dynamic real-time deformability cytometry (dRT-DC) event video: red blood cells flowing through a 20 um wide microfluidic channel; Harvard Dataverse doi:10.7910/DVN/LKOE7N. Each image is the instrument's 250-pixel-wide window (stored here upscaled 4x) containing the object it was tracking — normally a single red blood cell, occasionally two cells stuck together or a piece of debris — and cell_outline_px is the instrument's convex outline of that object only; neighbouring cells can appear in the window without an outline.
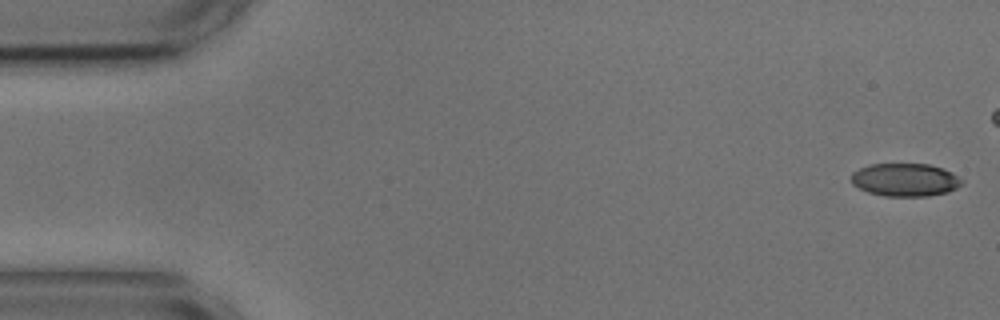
{"species": "common noctule bat (a hibernating species)", "species_latin": "Nyctalus noctula", "temperature_condition": "cold", "stored_images_in_passage": 45, "camera_frame_rate_fps": 3000, "um_per_image_px": 0.085, "animal": {"sex": "male", "body_mass_g": 17.9, "forearm_length_mm": 54.2}, "frame": {"image": 1, "passage_image": 1, "time_ms": 0.0, "image_size_px": [1000, 320], "cell_outline_px": [[964, 184], [948, 192], [928, 196], [884, 196], [868, 192], [852, 184], [852, 172], [860, 168], [872, 164], [928, 164], [952, 172], [964, 180]], "centroid_in_image_um": [76.97, 15.29], "position_along_channel_um": 8.0, "area_um2": 21.27}}
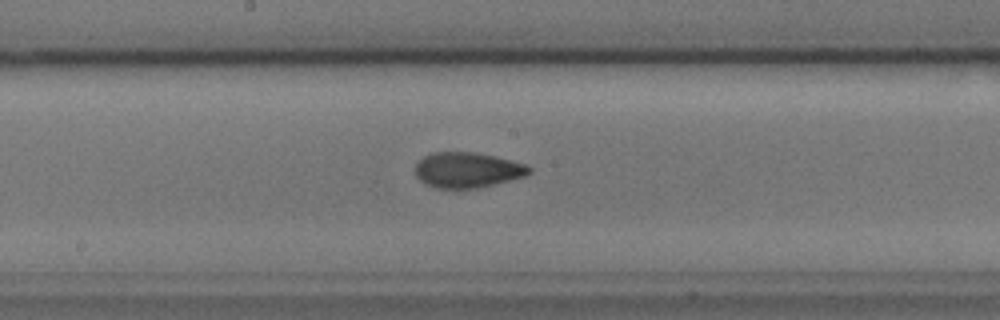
{"frame": {"image": 2, "passage_image": 28, "time_ms": 9.0, "image_size_px": [1000, 320], "cell_outline_px": [[532, 172], [524, 176], [476, 188], [436, 188], [420, 180], [416, 176], [416, 164], [424, 156], [432, 152], [476, 152], [528, 164], [532, 168]], "centroid_in_image_um": [39.74, 14.43], "position_along_channel_um": 208.5, "area_um2": 23.29}}
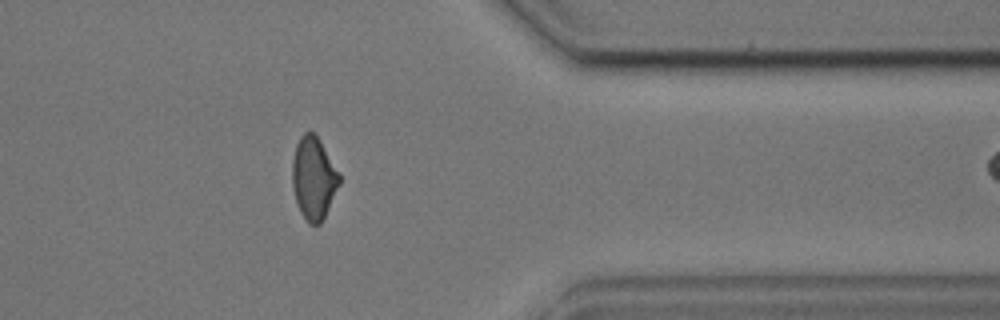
{"frame": {"image": 3, "passage_image": 44, "time_ms": 14.333, "image_size_px": [1000, 320], "cell_outline_px": [[340, 184], [320, 224], [308, 224], [300, 212], [296, 200], [292, 184], [292, 160], [296, 144], [300, 136], [304, 132], [312, 132], [320, 140], [340, 176]], "centroid_in_image_um": [26.64, 15.14], "position_along_channel_um": 384.8, "area_um2": 22.37}}